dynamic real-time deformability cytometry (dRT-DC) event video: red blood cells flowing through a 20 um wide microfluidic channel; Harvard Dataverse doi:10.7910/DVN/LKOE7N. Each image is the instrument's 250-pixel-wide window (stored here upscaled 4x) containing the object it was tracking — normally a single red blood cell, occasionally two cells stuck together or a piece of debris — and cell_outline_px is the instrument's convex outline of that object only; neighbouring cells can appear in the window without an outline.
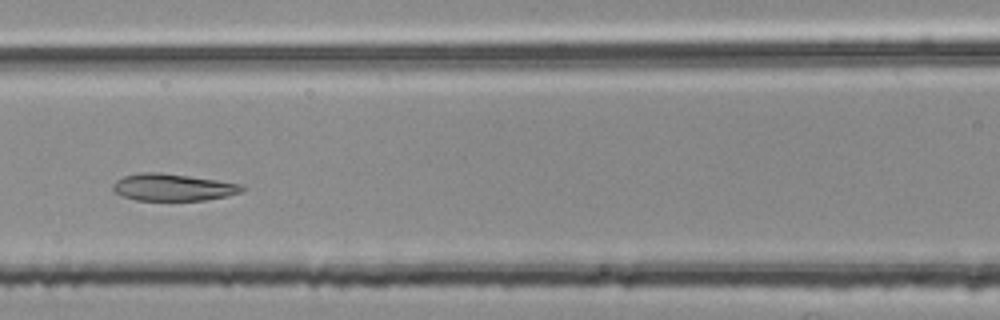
{"species": "common noctule bat (a hibernating species)", "species_latin": "Nyctalus noctula", "temperature_condition": "room temperature", "stored_images_in_passage": 32, "camera_frame_rate_fps": 3000, "um_per_image_px": 0.085, "animal": {"sex": "female", "body_mass_g": 25.1}, "frame": {"image": 1, "passage_image": 8, "time_ms": 2.333, "image_size_px": [1000, 320], "cell_outline_px": [[248, 188], [244, 192], [228, 196], [204, 200], [136, 200], [124, 196], [116, 192], [112, 188], [112, 184], [116, 180], [124, 176], [144, 172], [160, 172], [244, 184]], "centroid_in_image_um": [14.77, 15.92], "position_along_channel_um": 151.8, "area_um2": 20.4}}
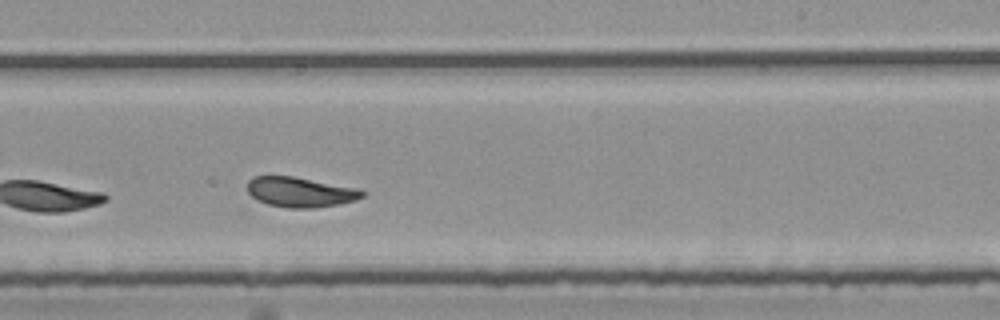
{"frame": {"image": 2, "passage_image": 17, "time_ms": 5.333, "image_size_px": [1000, 320], "cell_outline_px": [[364, 196], [356, 200], [336, 204], [312, 208], [288, 208], [268, 204], [256, 200], [248, 192], [248, 180], [256, 176], [292, 176], [360, 188], [364, 192]], "centroid_in_image_um": [25.53, 16.32], "position_along_channel_um": 263.5, "area_um2": 20.06}}
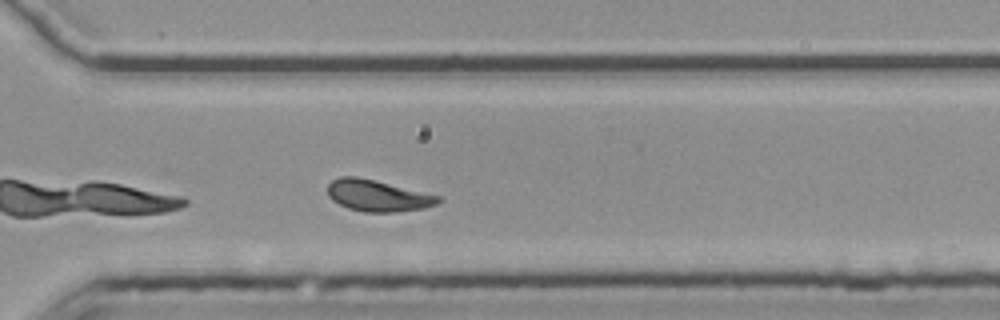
{"frame": {"image": 3, "passage_image": 23, "time_ms": 7.333, "image_size_px": [1000, 320], "cell_outline_px": [[444, 200], [436, 204], [424, 208], [396, 212], [364, 212], [348, 208], [332, 200], [328, 196], [328, 184], [332, 180], [340, 176], [356, 176], [444, 196]], "centroid_in_image_um": [32.15, 16.63], "position_along_channel_um": 338.4, "area_um2": 20.46}, "authors_computed_cell_mechanics": {"area_um2": 20.4612, "velocity_mm_per_s": 3.7472, "shape_relaxation_time_tau1_ms": null, "shape_relaxation_time_tau2_ms": 1.3243, "deformation_change_tau1": null, "deformation_change_tau2": 0.0509}}